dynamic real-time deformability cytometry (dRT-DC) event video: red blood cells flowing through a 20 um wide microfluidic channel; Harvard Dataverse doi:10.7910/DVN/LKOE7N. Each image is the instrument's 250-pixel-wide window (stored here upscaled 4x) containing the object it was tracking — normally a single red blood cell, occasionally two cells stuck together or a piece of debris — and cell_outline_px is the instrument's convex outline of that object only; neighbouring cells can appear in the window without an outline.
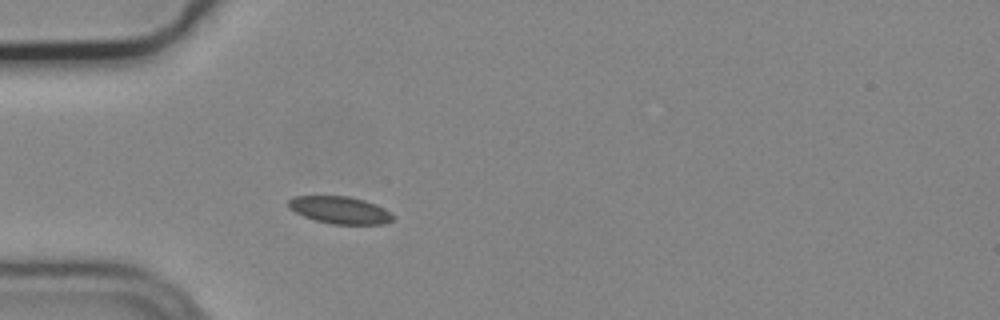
{"species": "common noctule bat (a hibernating species)", "species_latin": "Nyctalus noctula", "temperature_condition": "cold", "stored_images_in_passage": 12, "camera_frame_rate_fps": 3000, "um_per_image_px": 0.085, "animal": {"sex": "male", "body_mass_g": 19.2, "forearm_length_mm": 51.8}, "frame": {"image": 1, "passage_image": 1, "time_ms": 0.0, "image_size_px": [1000, 320], "cell_outline_px": [[392, 220], [384, 224], [332, 224], [316, 220], [304, 216], [288, 208], [288, 200], [292, 196], [348, 196], [364, 200], [376, 204], [384, 208], [392, 216]], "centroid_in_image_um": [28.86, 17.85], "position_along_channel_um": 56.1, "area_um2": 16.47}}
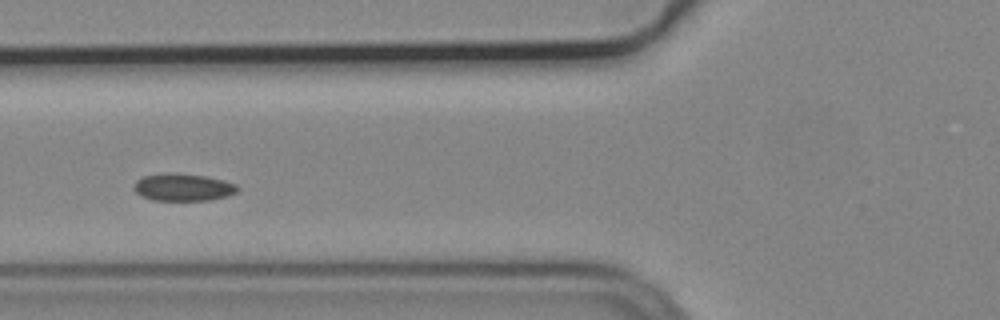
{"frame": {"image": 2, "passage_image": 6, "time_ms": 1.667, "image_size_px": [1000, 320], "cell_outline_px": [[240, 188], [236, 192], [228, 196], [212, 200], [152, 200], [140, 196], [132, 188], [132, 184], [136, 180], [144, 176], [172, 172], [204, 176], [224, 180], [236, 184]], "centroid_in_image_um": [15.54, 15.92], "position_along_channel_um": 110.3, "area_um2": 16.7}}
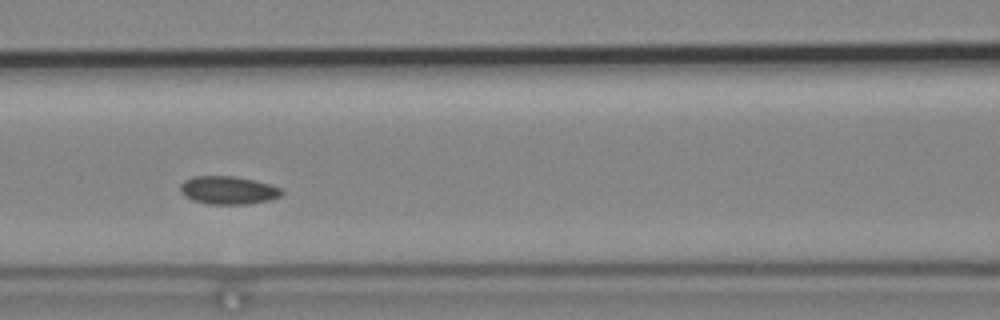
{"frame": {"image": 3, "passage_image": 9, "time_ms": 2.667, "image_size_px": [1000, 320], "cell_outline_px": [[284, 192], [280, 196], [268, 200], [248, 204], [208, 204], [192, 200], [184, 196], [180, 188], [180, 184], [184, 180], [192, 176], [232, 176], [252, 180], [268, 184], [280, 188]], "centroid_in_image_um": [19.35, 16.17], "position_along_channel_um": 147.2, "area_um2": 16.47}}